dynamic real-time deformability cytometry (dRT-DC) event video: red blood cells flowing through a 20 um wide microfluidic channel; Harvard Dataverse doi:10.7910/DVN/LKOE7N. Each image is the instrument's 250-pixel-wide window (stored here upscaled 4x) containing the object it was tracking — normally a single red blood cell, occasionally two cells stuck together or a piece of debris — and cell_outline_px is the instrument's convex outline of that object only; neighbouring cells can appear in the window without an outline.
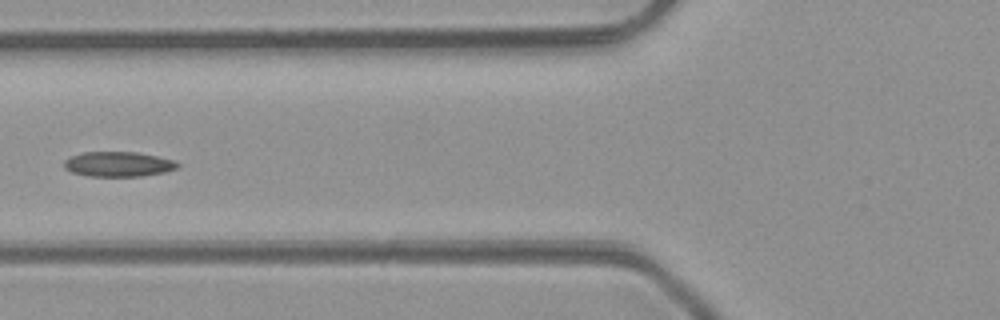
{"species": "common noctule bat (a hibernating species)", "species_latin": "Nyctalus noctula", "temperature_condition": "room temperature", "stored_images_in_passage": 7, "camera_frame_rate_fps": 3000, "um_per_image_px": 0.085, "animal": {"sex": "male", "body_mass_g": 23.1, "forearm_length_mm": 52.7}, "frame": {"image": 1, "passage_image": 5, "time_ms": 4.667, "image_size_px": [1000, 320], "cell_outline_px": [[180, 164], [176, 168], [164, 172], [144, 176], [88, 176], [72, 172], [64, 168], [64, 160], [80, 152], [136, 152], [156, 156], [172, 160]], "centroid_in_image_um": [10.02, 13.95], "position_along_channel_um": 115.8, "area_um2": 16.42}}
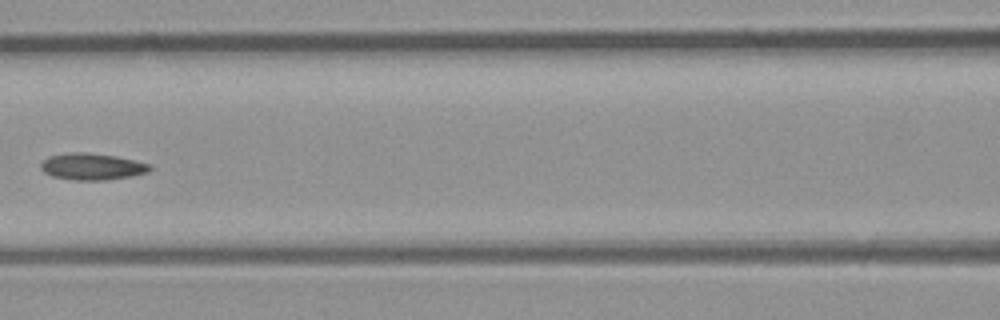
{"frame": {"image": 2, "passage_image": 6, "time_ms": 5.667, "image_size_px": [1000, 320], "cell_outline_px": [[152, 168], [148, 172], [132, 176], [104, 180], [72, 180], [52, 176], [44, 172], [40, 168], [40, 164], [48, 156], [68, 152], [84, 152], [116, 156], [152, 164]], "centroid_in_image_um": [7.82, 14.15], "position_along_channel_um": 158.8, "area_um2": 17.05}}
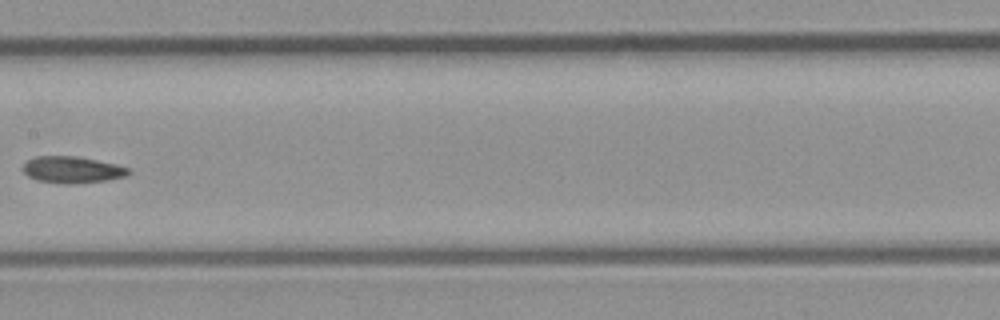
{"frame": {"image": 3, "passage_image": 7, "time_ms": 6.667, "image_size_px": [1000, 320], "cell_outline_px": [[132, 172], [124, 176], [108, 180], [76, 184], [64, 184], [36, 180], [28, 176], [24, 172], [24, 164], [28, 160], [36, 156], [76, 156], [116, 164], [132, 168]], "centroid_in_image_um": [6.17, 14.43], "position_along_channel_um": 201.2, "area_um2": 16.47}}